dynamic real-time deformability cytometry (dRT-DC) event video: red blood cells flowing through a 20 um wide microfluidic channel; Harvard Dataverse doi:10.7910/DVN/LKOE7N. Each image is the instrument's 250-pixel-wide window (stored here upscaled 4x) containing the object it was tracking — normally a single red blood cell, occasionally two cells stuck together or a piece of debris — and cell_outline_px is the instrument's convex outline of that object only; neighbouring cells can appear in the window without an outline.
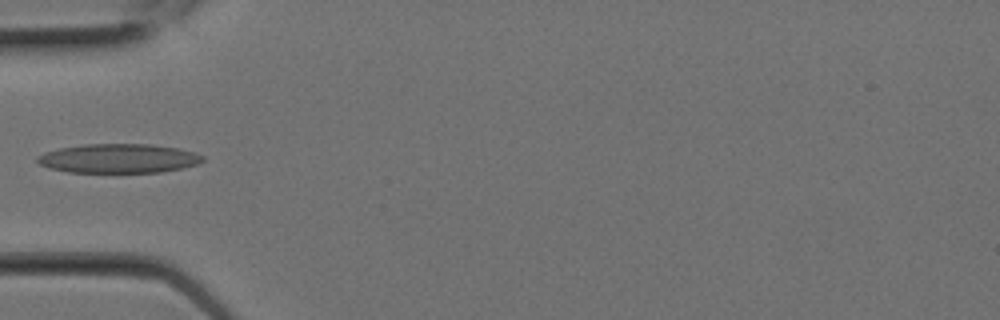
{"species": "Egyptian fruit bat (a non-hibernating species)", "species_latin": "Rousettus aegyptiacus", "temperature_condition": "room temperature", "stored_images_in_passage": 1, "camera_frame_rate_fps": 3000, "um_per_image_px": 0.085, "animal": {"sex": "female"}, "frame": {"image": 1, "passage_image": 1, "time_ms": 0.0, "image_size_px": [1000, 320], "cell_outline_px": [[204, 160], [196, 164], [180, 168], [160, 172], [68, 172], [48, 168], [40, 164], [36, 160], [36, 156], [44, 152], [60, 148], [84, 144], [152, 144], [180, 148], [196, 152], [204, 156]], "centroid_in_image_um": [10.07, 13.46], "position_along_channel_um": 74.9, "area_um2": 28.21}}